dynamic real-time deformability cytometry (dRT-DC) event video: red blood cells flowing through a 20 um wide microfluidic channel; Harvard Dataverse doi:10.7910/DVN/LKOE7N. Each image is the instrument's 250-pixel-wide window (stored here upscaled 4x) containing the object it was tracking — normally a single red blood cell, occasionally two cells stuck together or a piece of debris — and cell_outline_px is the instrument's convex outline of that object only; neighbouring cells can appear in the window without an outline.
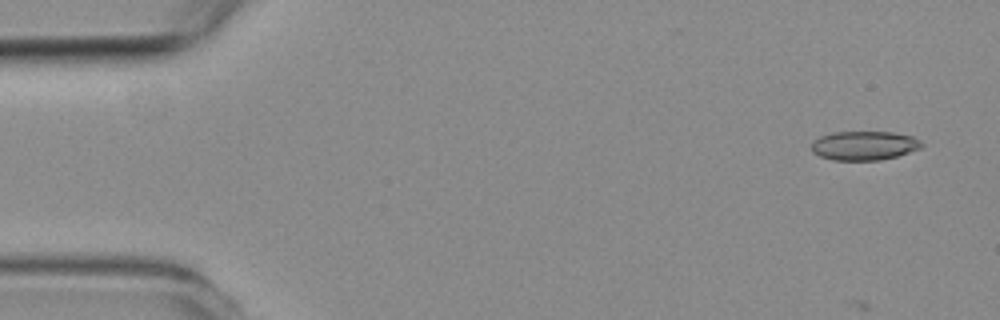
{"species": "common noctule bat (a hibernating species)", "species_latin": "Nyctalus noctula", "temperature_condition": "room temperature", "stored_images_in_passage": 5, "camera_frame_rate_fps": 3000, "um_per_image_px": 0.085, "animal": {"sex": "female", "body_mass_g": 19.3, "forearm_length_mm": 54.1}, "frame": {"image": 1, "passage_image": 1, "time_ms": 0.0, "image_size_px": [1000, 320], "cell_outline_px": [[924, 144], [920, 148], [896, 156], [880, 160], [832, 160], [820, 156], [812, 152], [812, 140], [820, 136], [832, 132], [892, 132], [912, 136], [920, 140]], "centroid_in_image_um": [73.43, 12.37], "position_along_channel_um": 11.6, "area_um2": 18.67}}